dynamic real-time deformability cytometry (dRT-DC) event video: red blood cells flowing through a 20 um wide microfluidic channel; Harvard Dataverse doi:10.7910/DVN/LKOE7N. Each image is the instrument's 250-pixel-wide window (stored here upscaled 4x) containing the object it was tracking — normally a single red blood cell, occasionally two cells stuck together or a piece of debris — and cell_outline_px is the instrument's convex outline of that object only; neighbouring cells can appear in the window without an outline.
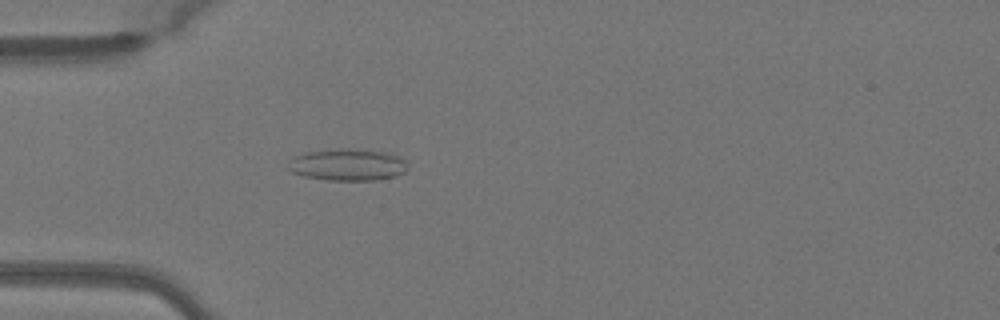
{"species": "Egyptian fruit bat (a non-hibernating species)", "species_latin": "Rousettus aegyptiacus", "temperature_condition": "warm", "stored_images_in_passage": 49, "camera_frame_rate_fps": 3000, "um_per_image_px": 0.085, "animal": {"sex": "female"}, "frame": {"image": 1, "passage_image": 14, "time_ms": 4.333, "image_size_px": [1000, 320], "cell_outline_px": [[408, 168], [404, 172], [396, 176], [372, 180], [328, 180], [304, 176], [292, 172], [284, 168], [288, 160], [296, 156], [308, 152], [340, 148], [348, 148], [388, 152], [400, 156], [404, 160]], "centroid_in_image_um": [29.52, 14.0], "position_along_channel_um": 55.5, "area_um2": 22.37}}
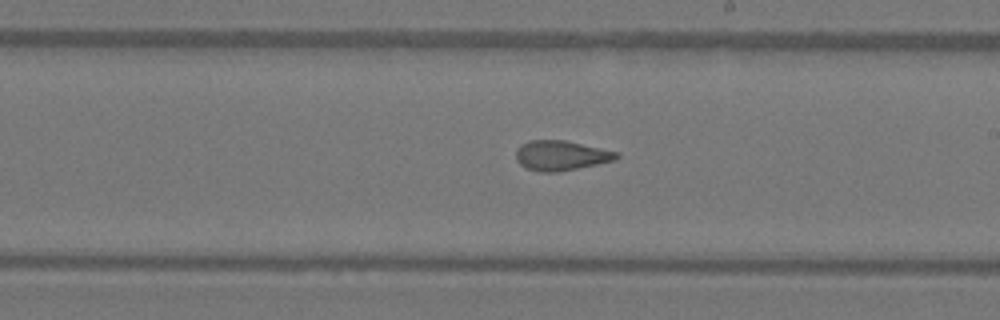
{"frame": {"image": 2, "passage_image": 28, "time_ms": 9.0, "image_size_px": [1000, 320], "cell_outline_px": [[620, 156], [616, 160], [560, 172], [540, 172], [524, 168], [516, 160], [516, 148], [520, 144], [528, 140], [564, 140], [620, 152]], "centroid_in_image_um": [47.67, 13.22], "position_along_channel_um": 241.3, "area_um2": 17.8}}
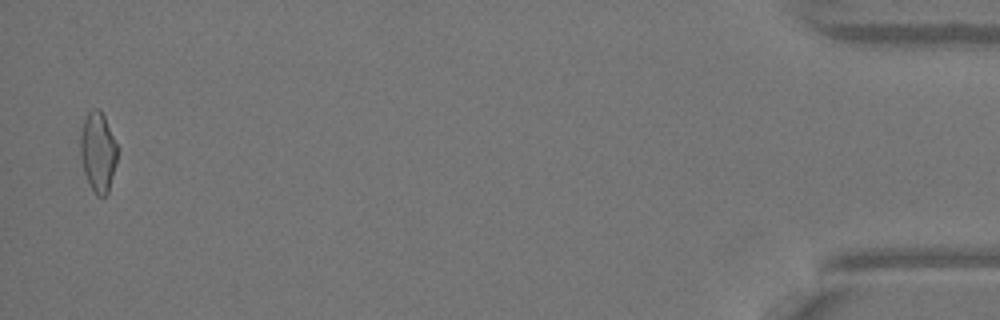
{"frame": {"image": 3, "passage_image": 48, "time_ms": 15.667, "image_size_px": [1000, 320], "cell_outline_px": [[120, 148], [116, 164], [108, 192], [104, 196], [96, 196], [88, 184], [84, 172], [80, 156], [80, 132], [84, 120], [88, 112], [92, 108], [100, 108]], "centroid_in_image_um": [8.34, 12.9], "position_along_channel_um": 426.9, "area_um2": 17.69}, "authors_computed_cell_mechanics": {"area_um2": 17.6868, "velocity_mm_per_s": 4.1015, "shape_relaxation_time_tau1_ms": null, "shape_relaxation_time_tau2_ms": 1.8312, "deformation_change_tau1": null, "deformation_change_tau2": 0.0846}}